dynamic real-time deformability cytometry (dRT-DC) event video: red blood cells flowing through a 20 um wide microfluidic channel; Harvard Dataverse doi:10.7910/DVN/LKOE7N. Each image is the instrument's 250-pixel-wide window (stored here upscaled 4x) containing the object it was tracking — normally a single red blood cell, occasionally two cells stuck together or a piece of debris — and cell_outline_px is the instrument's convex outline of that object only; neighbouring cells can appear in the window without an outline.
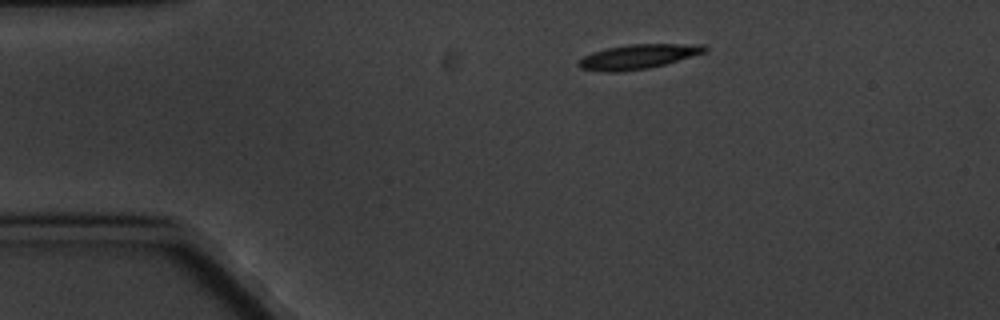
{"species": "common noctule bat (a hibernating species)", "species_latin": "Nyctalus noctula", "temperature_condition": "cold", "stored_images_in_passage": 6, "camera_frame_rate_fps": 3000, "um_per_image_px": 0.085, "animal": {"sex": "male", "body_mass_g": 20.1, "forearm_length_mm": 53.5}, "frame": {"image": 1, "passage_image": 6, "time_ms": 5.667, "image_size_px": [1000, 320], "cell_outline_px": [[708, 52], [664, 64], [648, 68], [616, 72], [600, 72], [580, 68], [576, 64], [576, 60], [592, 52], [608, 48], [628, 44], [704, 44], [708, 48]], "centroid_in_image_um": [54.22, 4.81], "position_along_channel_um": 30.8, "area_um2": 18.21}}